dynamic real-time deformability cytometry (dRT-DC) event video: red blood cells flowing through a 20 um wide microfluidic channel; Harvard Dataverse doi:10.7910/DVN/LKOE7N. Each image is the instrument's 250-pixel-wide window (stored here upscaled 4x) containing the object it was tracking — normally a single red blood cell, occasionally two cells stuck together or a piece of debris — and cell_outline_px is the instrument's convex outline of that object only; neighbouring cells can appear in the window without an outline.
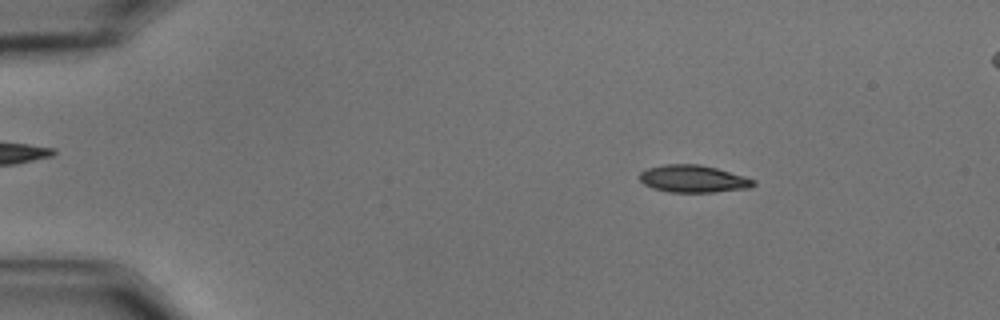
{"species": "common noctule bat (a hibernating species)", "species_latin": "Nyctalus noctula", "temperature_condition": "cold", "stored_images_in_passage": 57, "camera_frame_rate_fps": 3000, "um_per_image_px": 0.085, "animal": {"sex": "male", "body_mass_g": 15.6}, "frame": {"image": 1, "passage_image": 9, "time_ms": 2.667, "image_size_px": [1000, 320], "cell_outline_px": [[756, 184], [748, 188], [712, 192], [668, 192], [652, 188], [644, 184], [640, 180], [640, 172], [648, 168], [664, 164], [700, 164], [716, 168], [744, 176], [756, 180]], "centroid_in_image_um": [58.92, 15.2], "position_along_channel_um": 26.1, "area_um2": 18.09}}
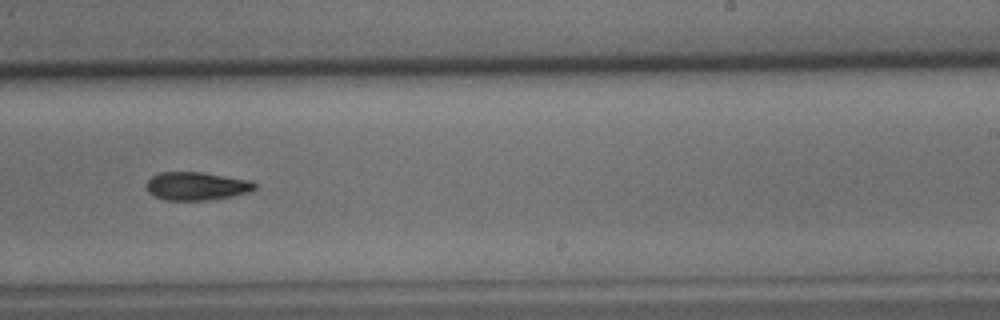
{"frame": {"image": 2, "passage_image": 36, "time_ms": 11.667, "image_size_px": [1000, 320], "cell_outline_px": [[256, 188], [248, 192], [208, 200], [164, 200], [148, 192], [148, 180], [152, 176], [160, 172], [200, 172], [252, 180], [256, 184]], "centroid_in_image_um": [16.72, 15.81], "position_along_channel_um": 272.3, "area_um2": 17.57}}
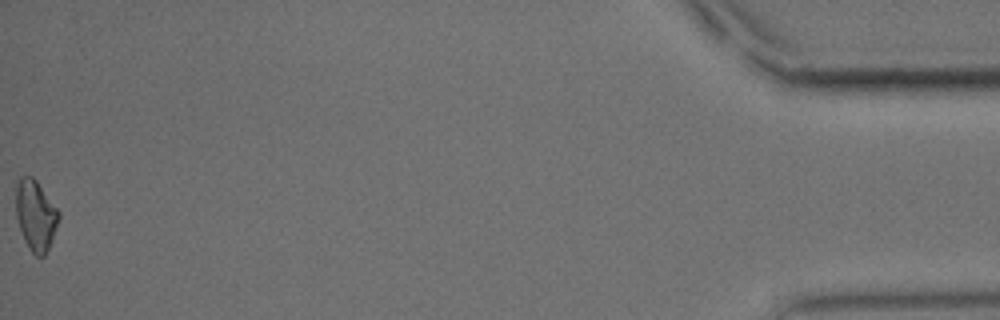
{"frame": {"image": 3, "passage_image": 57, "time_ms": 18.667, "image_size_px": [1000, 320], "cell_outline_px": [[60, 216], [52, 240], [44, 256], [36, 256], [32, 252], [24, 240], [16, 216], [16, 188], [20, 176], [32, 176], [36, 180], [60, 212]], "centroid_in_image_um": [3.03, 18.29], "position_along_channel_um": 432.2, "area_um2": 17.4}, "authors_computed_cell_mechanics": {"area_um2": 17.8024, "velocity_mm_per_s": 3.5665, "shape_relaxation_time_tau1_ms": 6.1614, "shape_relaxation_time_tau2_ms": null, "deformation_change_tau1": 0.1581, "deformation_change_tau2": null}}